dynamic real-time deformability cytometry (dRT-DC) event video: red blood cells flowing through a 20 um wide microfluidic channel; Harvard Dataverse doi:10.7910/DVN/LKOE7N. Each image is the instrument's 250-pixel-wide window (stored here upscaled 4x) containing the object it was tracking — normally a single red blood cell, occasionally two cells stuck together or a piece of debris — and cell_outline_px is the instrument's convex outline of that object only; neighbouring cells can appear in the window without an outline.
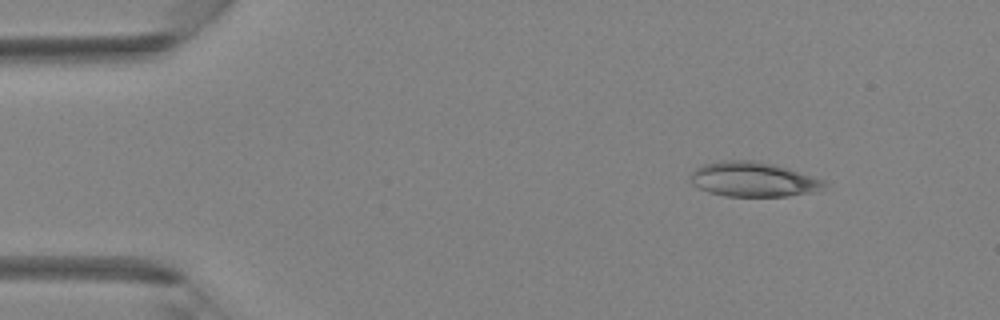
{"species": "Egyptian fruit bat (a non-hibernating species)", "species_latin": "Rousettus aegyptiacus", "temperature_condition": "room temperature", "stored_images_in_passage": 3, "camera_frame_rate_fps": 3000, "um_per_image_px": 0.085, "animal": {"sex": "female"}, "frame": {"image": 1, "passage_image": 1, "time_ms": 0.0, "image_size_px": [1000, 320], "cell_outline_px": [[824, 184], [820, 192], [788, 196], [724, 196], [708, 192], [692, 184], [692, 172], [700, 164], [724, 160], [756, 160], [776, 164], [824, 180]], "centroid_in_image_um": [64.03, 15.24], "position_along_channel_um": 21.0, "area_um2": 27.22}}